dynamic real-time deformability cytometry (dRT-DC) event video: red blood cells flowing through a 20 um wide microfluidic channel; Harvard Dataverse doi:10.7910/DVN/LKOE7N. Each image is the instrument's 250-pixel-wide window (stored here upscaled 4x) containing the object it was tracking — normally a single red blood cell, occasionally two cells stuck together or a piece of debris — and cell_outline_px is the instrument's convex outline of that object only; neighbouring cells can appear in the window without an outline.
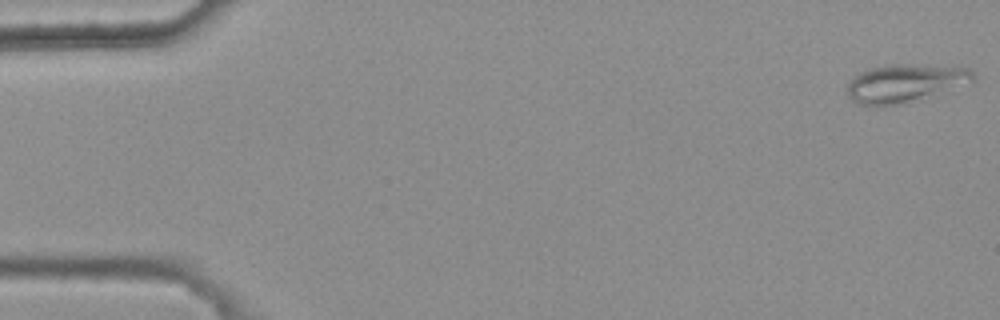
{"species": "common noctule bat (a hibernating species)", "species_latin": "Nyctalus noctula", "temperature_condition": "warm", "stored_images_in_passage": 5, "camera_frame_rate_fps": 3000, "um_per_image_px": 0.085, "animal": {"sex": "female", "body_mass_g": 25.1}, "frame": {"image": 1, "passage_image": 1, "time_ms": 0.0, "image_size_px": [1000, 320], "cell_outline_px": [[976, 76], [972, 80], [900, 104], [860, 104], [852, 100], [848, 96], [848, 84], [852, 76], [860, 72], [872, 68], [888, 64], [904, 64], [968, 68]], "centroid_in_image_um": [76.81, 7.03], "position_along_channel_um": 8.2, "area_um2": 26.53}}